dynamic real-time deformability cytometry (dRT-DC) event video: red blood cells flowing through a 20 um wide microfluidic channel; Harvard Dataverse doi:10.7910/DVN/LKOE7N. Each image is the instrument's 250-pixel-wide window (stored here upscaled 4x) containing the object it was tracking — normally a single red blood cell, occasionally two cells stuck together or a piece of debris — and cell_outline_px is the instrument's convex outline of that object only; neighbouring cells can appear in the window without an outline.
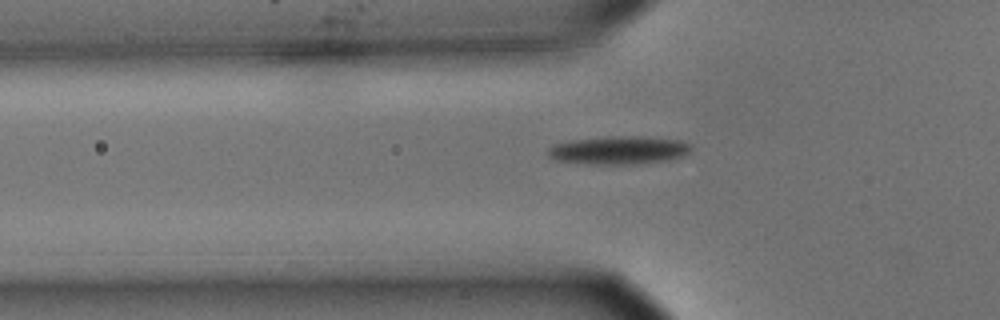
{"species": "common noctule bat (a hibernating species)", "species_latin": "Nyctalus noctula", "temperature_condition": "cold", "stored_images_in_passage": 41, "camera_frame_rate_fps": 3000, "um_per_image_px": 0.085, "animal": {"sex": "male", "body_mass_g": 15.6}, "frame": {"image": 1, "passage_image": 4, "time_ms": 1.0, "image_size_px": [1000, 320], "cell_outline_px": [[692, 148], [684, 156], [668, 160], [640, 164], [588, 164], [556, 160], [548, 156], [548, 148], [552, 144], [576, 140], [612, 136], [640, 136], [680, 140], [692, 144]], "centroid_in_image_um": [52.63, 12.77], "position_along_channel_um": 73.2, "area_um2": 23.58}}
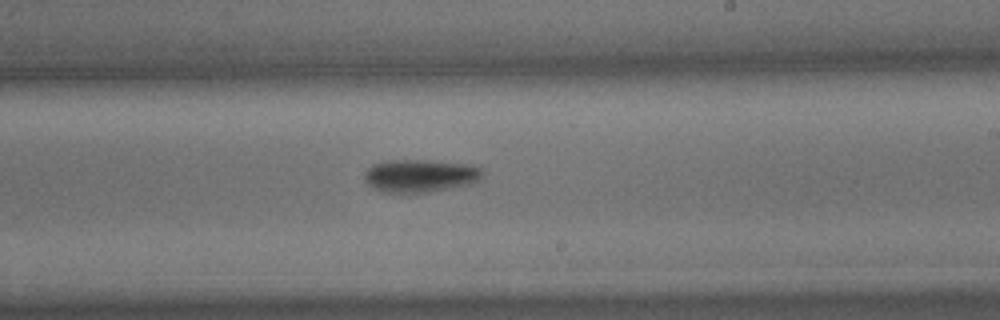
{"frame": {"image": 2, "passage_image": 19, "time_ms": 6.0, "image_size_px": [1000, 320], "cell_outline_px": [[484, 172], [480, 180], [472, 184], [428, 192], [388, 192], [372, 188], [364, 180], [364, 172], [372, 164], [384, 160], [424, 160], [476, 164], [484, 168]], "centroid_in_image_um": [35.77, 14.91], "position_along_channel_um": 253.2, "area_um2": 23.0}}
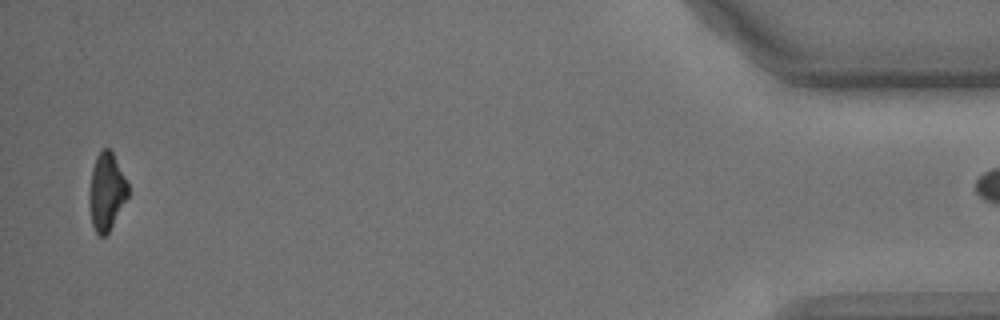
{"frame": {"image": 3, "passage_image": 40, "time_ms": 13.0, "image_size_px": [1000, 320], "cell_outline_px": [[128, 196], [108, 232], [104, 236], [100, 236], [96, 232], [92, 224], [88, 200], [88, 196], [92, 168], [96, 156], [104, 148], [108, 148], [112, 152], [128, 184]], "centroid_in_image_um": [9.03, 16.29], "position_along_channel_um": 426.2, "area_um2": 17.22}}